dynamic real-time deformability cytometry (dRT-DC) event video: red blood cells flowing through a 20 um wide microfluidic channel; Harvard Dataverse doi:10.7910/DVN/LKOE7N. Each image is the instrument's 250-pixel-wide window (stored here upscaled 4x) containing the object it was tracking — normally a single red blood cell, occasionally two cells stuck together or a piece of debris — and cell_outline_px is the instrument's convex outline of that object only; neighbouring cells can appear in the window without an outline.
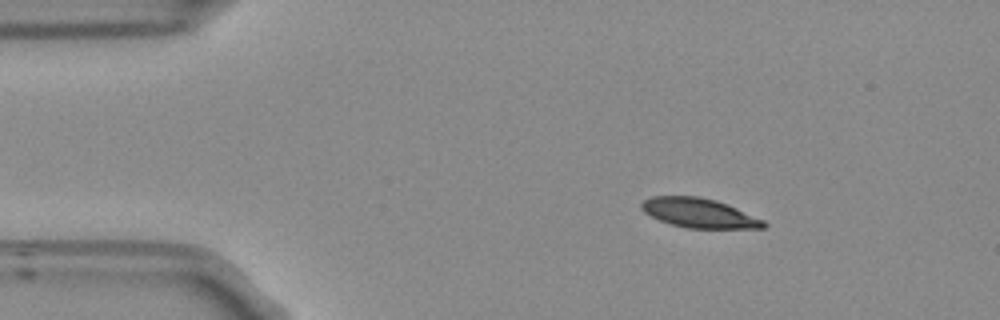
{"species": "Egyptian fruit bat (a non-hibernating species)", "species_latin": "Rousettus aegyptiacus", "temperature_condition": "room temperature", "stored_images_in_passage": 47, "camera_frame_rate_fps": 3000, "um_per_image_px": 0.085, "frame": {"image": 1, "passage_image": 1, "time_ms": 0.0, "image_size_px": [1000, 320], "cell_outline_px": [[768, 224], [764, 228], [688, 228], [672, 224], [660, 220], [644, 212], [640, 208], [640, 204], [644, 200], [652, 196], [696, 196], [716, 200], [728, 204], [764, 220]], "centroid_in_image_um": [59.44, 18.1], "position_along_channel_um": 25.6, "area_um2": 20.87}}
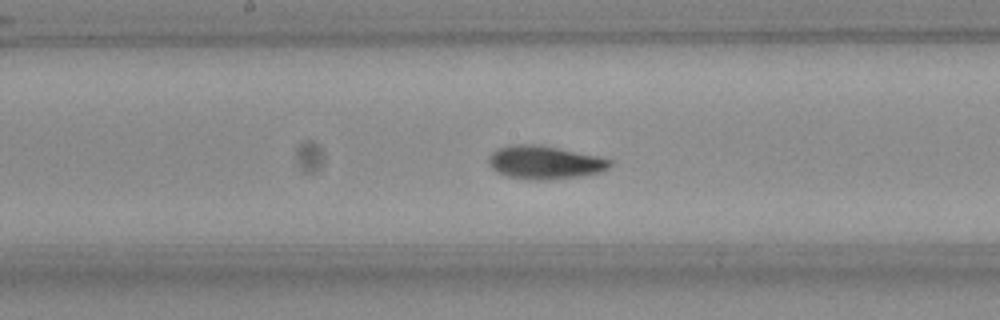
{"frame": {"image": 2, "passage_image": 20, "time_ms": 6.333, "image_size_px": [1000, 320], "cell_outline_px": [[612, 164], [608, 168], [600, 172], [580, 176], [548, 180], [532, 180], [508, 176], [496, 172], [492, 168], [488, 160], [488, 156], [496, 148], [512, 144], [532, 144], [556, 148], [596, 156], [612, 160]], "centroid_in_image_um": [46.26, 13.81], "position_along_channel_um": 201.9, "area_um2": 23.35}}
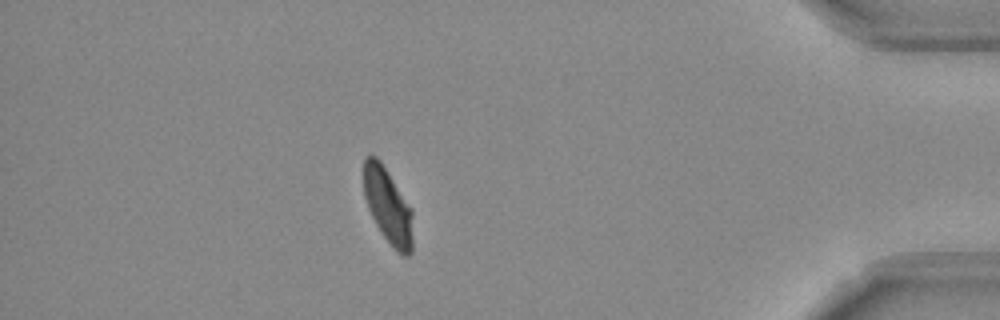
{"frame": {"image": 3, "passage_image": 40, "time_ms": 13.0, "image_size_px": [1000, 320], "cell_outline_px": [[412, 252], [408, 256], [404, 256], [396, 252], [384, 236], [376, 224], [368, 208], [364, 196], [364, 156], [376, 156], [380, 160], [412, 208]], "centroid_in_image_um": [32.98, 17.51], "position_along_channel_um": 402.2, "area_um2": 21.56}, "authors_computed_cell_mechanics": {"area_um2": 22.3686, "velocity_mm_per_s": 3.7287, "shape_relaxation_time_tau1_ms": 4.3313, "shape_relaxation_time_tau2_ms": 1.1515, "deformation_change_tau1": 0.1442, "deformation_change_tau2": 0.0548}}